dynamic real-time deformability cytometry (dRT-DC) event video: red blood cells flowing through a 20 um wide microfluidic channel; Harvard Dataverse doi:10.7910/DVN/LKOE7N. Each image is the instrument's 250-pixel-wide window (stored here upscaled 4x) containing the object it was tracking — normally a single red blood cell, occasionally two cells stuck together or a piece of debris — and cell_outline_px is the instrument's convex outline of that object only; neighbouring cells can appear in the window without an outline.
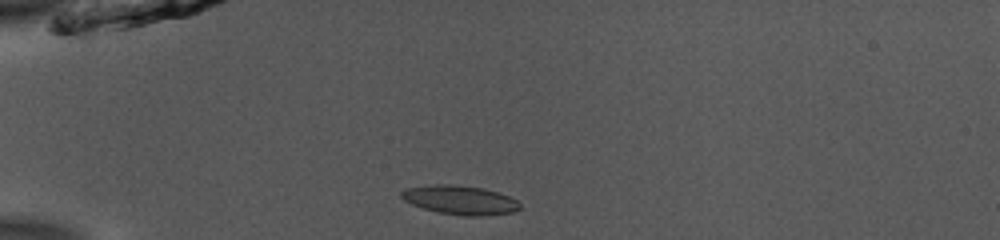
{"species": "common noctule bat (a hibernating species)", "species_latin": "Nyctalus noctula", "temperature_condition": "room temperature", "stored_images_in_passage": 38, "camera_frame_rate_fps": 3000, "um_per_image_px": 0.085, "animal": {"sex": "male", "body_mass_g": 13.0, "forearm_length_mm": 53.1}, "frame": {"image": 1, "passage_image": 1, "time_ms": 0.0, "image_size_px": [1000, 240], "cell_outline_px": [[524, 208], [512, 212], [480, 216], [468, 216], [440, 212], [424, 208], [412, 204], [404, 200], [400, 196], [400, 192], [408, 188], [436, 184], [448, 184], [484, 188], [508, 196], [516, 200]], "centroid_in_image_um": [39.13, 17.0], "position_along_channel_um": 45.9, "area_um2": 19.77}}
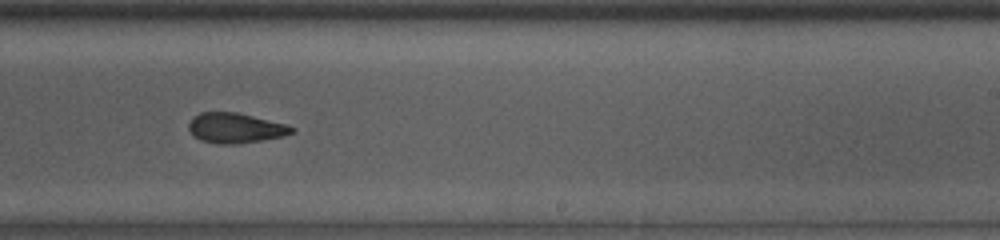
{"frame": {"image": 2, "passage_image": 20, "time_ms": 6.333, "image_size_px": [1000, 240], "cell_outline_px": [[296, 132], [284, 136], [236, 144], [216, 144], [200, 140], [192, 136], [188, 128], [188, 124], [192, 116], [200, 112], [236, 112], [288, 124], [296, 128]], "centroid_in_image_um": [20.0, 10.88], "position_along_channel_um": 269.0, "area_um2": 18.38}}
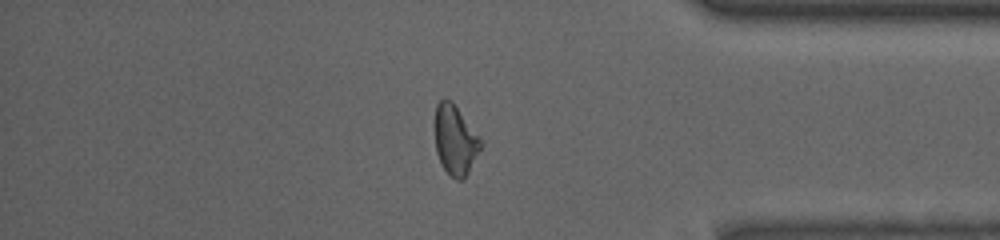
{"frame": {"image": 3, "passage_image": 31, "time_ms": 10.0, "image_size_px": [1000, 240], "cell_outline_px": [[484, 144], [464, 180], [456, 180], [440, 164], [436, 152], [436, 104], [444, 96], [452, 100], [480, 136]], "centroid_in_image_um": [38.73, 11.89], "position_along_channel_um": 396.5, "area_um2": 18.9}, "authors_computed_cell_mechanics": {"area_um2": 18.9006, "velocity_mm_per_s": 3.9147, "shape_relaxation_time_tau1_ms": 5.3037, "shape_relaxation_time_tau2_ms": 2.6412, "deformation_change_tau1": 0.1533, "deformation_change_tau2": 0.0981}}